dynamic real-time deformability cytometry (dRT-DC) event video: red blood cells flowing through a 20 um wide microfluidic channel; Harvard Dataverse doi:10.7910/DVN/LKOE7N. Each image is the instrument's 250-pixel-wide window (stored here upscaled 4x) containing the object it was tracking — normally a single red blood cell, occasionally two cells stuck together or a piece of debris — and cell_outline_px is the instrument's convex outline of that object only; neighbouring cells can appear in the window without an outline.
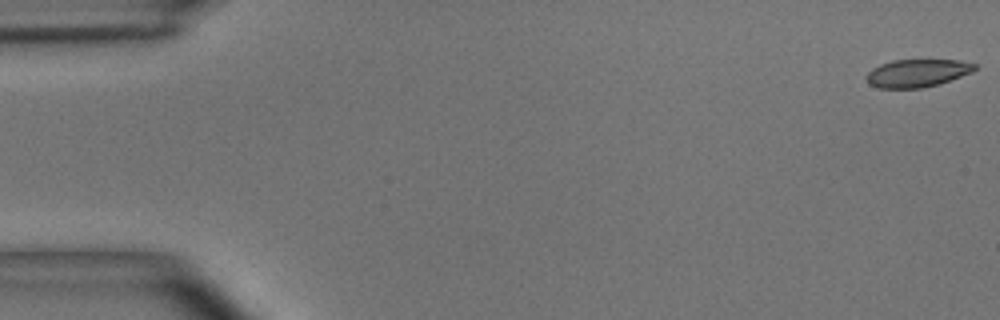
{"species": "common noctule bat (a hibernating species)", "species_latin": "Nyctalus noctula", "temperature_condition": "room temperature", "stored_images_in_passage": 13, "camera_frame_rate_fps": 3000, "um_per_image_px": 0.085, "animal": {"sex": "male", "body_mass_g": 15.6}, "frame": {"image": 1, "passage_image": 1, "time_ms": 0.0, "image_size_px": [1000, 320], "cell_outline_px": [[976, 68], [972, 72], [940, 84], [924, 88], [880, 88], [868, 84], [864, 76], [872, 68], [880, 64], [892, 60], [960, 60], [976, 64]], "centroid_in_image_um": [77.94, 6.22], "position_along_channel_um": 7.1, "area_um2": 17.74}}
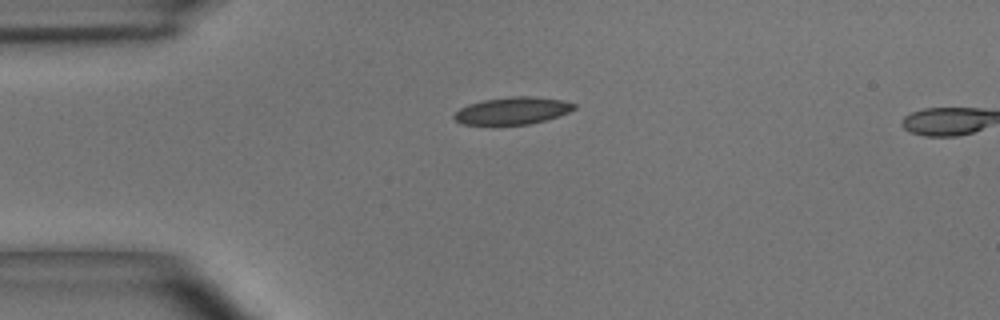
{"frame": {"image": 2, "passage_image": 12, "time_ms": 3.667, "image_size_px": [1000, 320], "cell_outline_px": [[576, 108], [568, 112], [544, 120], [528, 124], [464, 124], [456, 120], [452, 116], [460, 108], [468, 104], [484, 100], [512, 96], [532, 96], [560, 100], [576, 104]], "centroid_in_image_um": [43.55, 9.4], "position_along_channel_um": 41.5, "area_um2": 18.67}}